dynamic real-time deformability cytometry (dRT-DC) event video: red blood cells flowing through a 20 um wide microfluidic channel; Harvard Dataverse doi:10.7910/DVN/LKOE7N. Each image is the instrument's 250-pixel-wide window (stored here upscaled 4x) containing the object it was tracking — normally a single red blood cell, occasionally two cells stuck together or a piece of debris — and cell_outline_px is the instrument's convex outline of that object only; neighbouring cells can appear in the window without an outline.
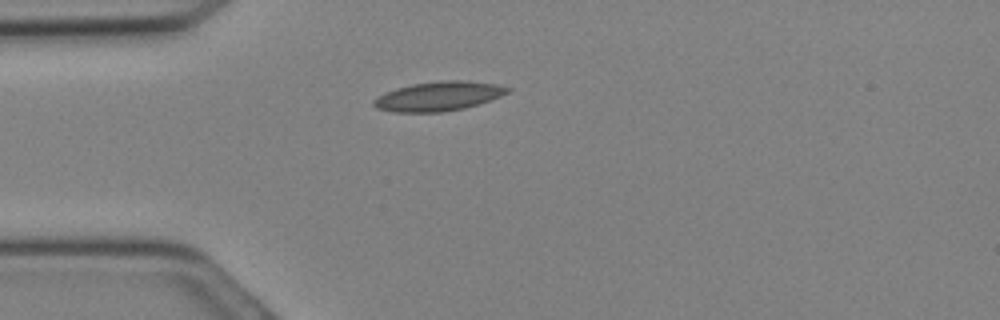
{"species": "Egyptian fruit bat (a non-hibernating species)", "species_latin": "Rousettus aegyptiacus", "temperature_condition": "cold", "stored_images_in_passage": 17, "camera_frame_rate_fps": 3000, "um_per_image_px": 0.085, "animal": {"sex": "female"}, "frame": {"image": 1, "passage_image": 3, "time_ms": 0.667, "image_size_px": [1000, 320], "cell_outline_px": [[512, 88], [508, 92], [500, 96], [464, 108], [440, 112], [392, 112], [376, 108], [372, 104], [372, 100], [384, 92], [396, 88], [412, 84], [440, 80], [464, 80], [496, 84]], "centroid_in_image_um": [37.22, 8.17], "position_along_channel_um": 47.8, "area_um2": 22.83}}
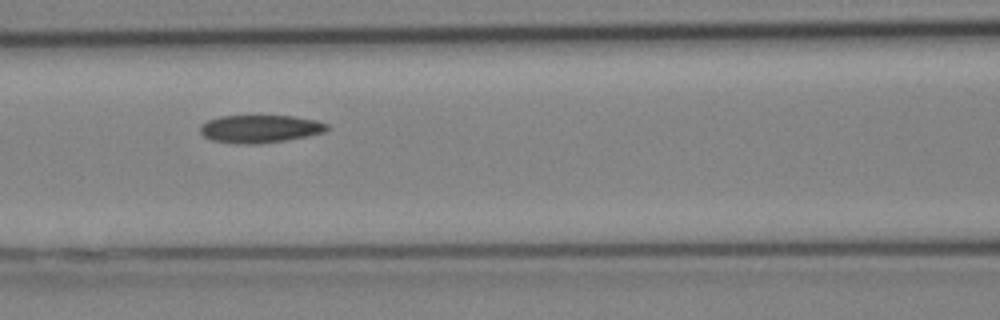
{"frame": {"image": 2, "passage_image": 8, "time_ms": 2.333, "image_size_px": [1000, 320], "cell_outline_px": [[332, 128], [324, 132], [308, 136], [284, 140], [252, 144], [248, 144], [212, 140], [204, 136], [200, 132], [200, 124], [208, 120], [220, 116], [296, 116], [316, 120], [328, 124]], "centroid_in_image_um": [22.14, 10.93], "position_along_channel_um": 144.5, "area_um2": 20.46}}
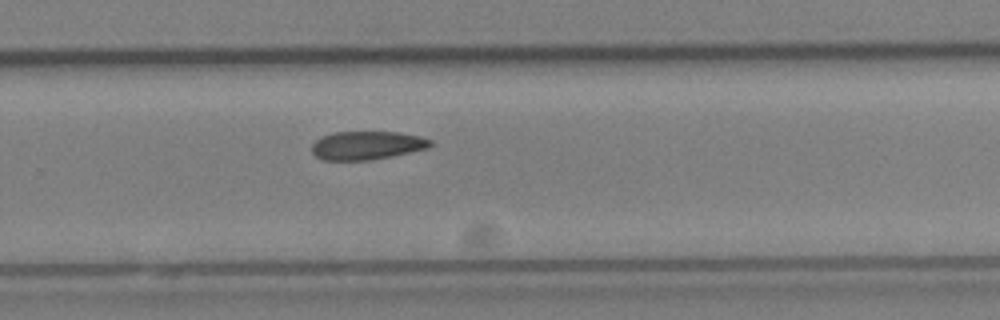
{"frame": {"image": 3, "passage_image": 15, "time_ms": 4.667, "image_size_px": [1000, 320], "cell_outline_px": [[432, 144], [428, 148], [392, 156], [372, 160], [324, 160], [316, 156], [312, 152], [312, 144], [320, 136], [332, 132], [396, 132], [420, 136], [432, 140]], "centroid_in_image_um": [31.17, 12.35], "position_along_channel_um": 298.6, "area_um2": 19.71}}